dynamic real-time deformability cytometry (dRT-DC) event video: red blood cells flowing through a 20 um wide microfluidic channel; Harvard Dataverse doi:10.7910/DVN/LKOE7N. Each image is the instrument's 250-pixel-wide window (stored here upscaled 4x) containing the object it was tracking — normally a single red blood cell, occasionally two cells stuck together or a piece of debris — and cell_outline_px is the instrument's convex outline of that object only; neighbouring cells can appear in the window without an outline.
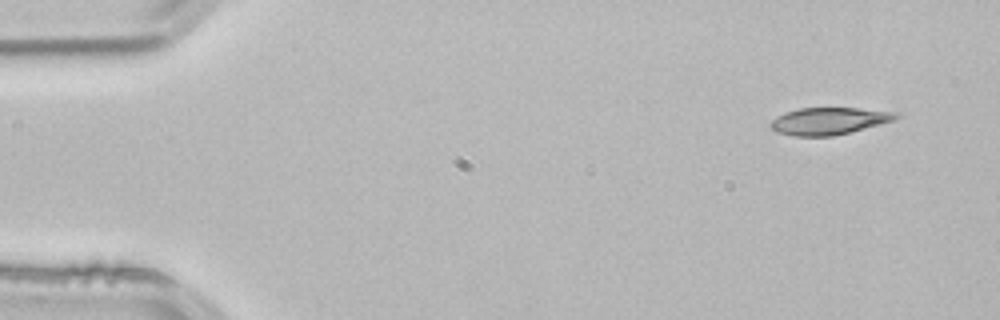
{"species": "common noctule bat (a hibernating species)", "species_latin": "Nyctalus noctula", "temperature_condition": "room temperature", "stored_images_in_passage": 3, "camera_frame_rate_fps": 3000, "um_per_image_px": 0.085, "animal": {"sex": "male", "body_mass_g": 21.5, "forearm_length_mm": 52.0}, "frame": {"image": 1, "passage_image": 1, "time_ms": 0.0, "image_size_px": [1000, 320], "cell_outline_px": [[900, 116], [896, 120], [852, 132], [832, 136], [792, 136], [776, 132], [768, 124], [776, 116], [800, 108], [856, 108], [900, 112]], "centroid_in_image_um": [70.5, 10.29], "position_along_channel_um": 14.5, "area_um2": 20.0}}
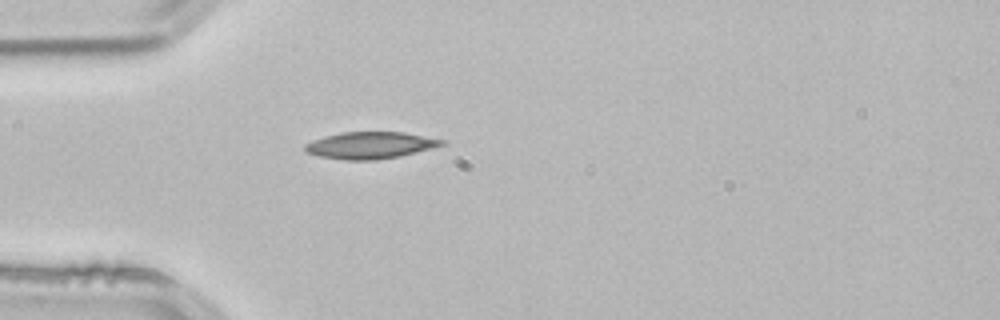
{"frame": {"image": 2, "passage_image": 3, "time_ms": 0.667, "image_size_px": [1000, 320], "cell_outline_px": [[448, 140], [444, 144], [432, 148], [400, 156], [376, 160], [344, 160], [320, 156], [308, 152], [304, 148], [304, 144], [312, 140], [324, 136], [344, 132], [404, 132]], "centroid_in_image_um": [31.5, 12.34], "position_along_channel_um": 53.5, "area_um2": 21.39}}